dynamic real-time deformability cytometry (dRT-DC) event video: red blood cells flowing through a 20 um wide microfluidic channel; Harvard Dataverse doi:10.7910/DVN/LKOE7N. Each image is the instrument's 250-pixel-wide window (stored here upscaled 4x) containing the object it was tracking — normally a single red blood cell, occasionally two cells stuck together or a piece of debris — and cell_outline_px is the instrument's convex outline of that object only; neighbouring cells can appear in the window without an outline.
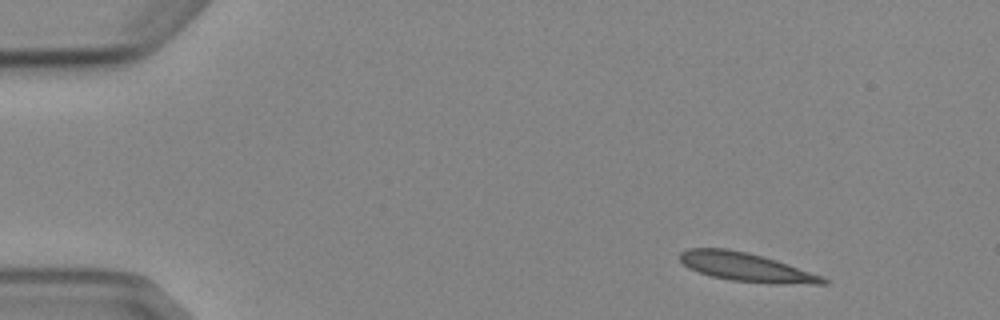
{"species": "Egyptian fruit bat (a non-hibernating species)", "species_latin": "Rousettus aegyptiacus", "temperature_condition": "cold", "stored_images_in_passage": 8, "camera_frame_rate_fps": 3000, "um_per_image_px": 0.085, "animal": {"sex": "female"}, "frame": {"image": 1, "passage_image": 1, "time_ms": 0.0, "image_size_px": [1000, 320], "cell_outline_px": [[828, 284], [772, 284], [732, 280], [712, 276], [688, 268], [680, 260], [680, 252], [688, 248], [728, 248], [748, 252], [764, 256], [824, 276], [828, 280]], "centroid_in_image_um": [63.46, 22.7], "position_along_channel_um": 21.5, "area_um2": 24.04}}
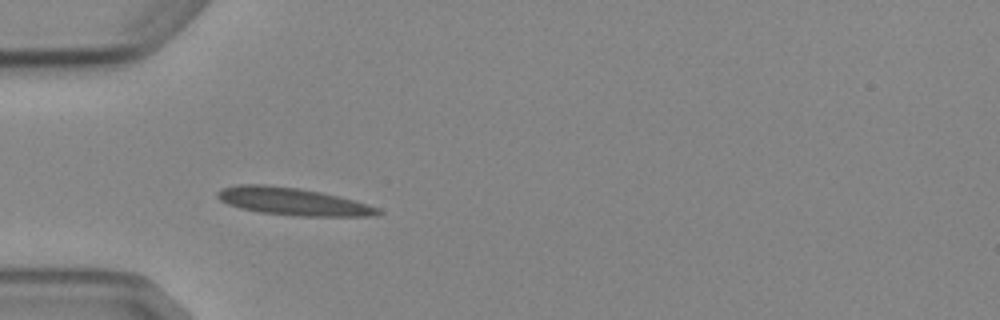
{"frame": {"image": 2, "passage_image": 4, "time_ms": 3.333, "image_size_px": [1000, 320], "cell_outline_px": [[384, 212], [376, 216], [300, 216], [260, 212], [240, 208], [228, 204], [220, 200], [216, 196], [216, 192], [220, 188], [236, 184], [264, 184], [300, 188], [340, 196], [380, 208]], "centroid_in_image_um": [24.88, 17.12], "position_along_channel_um": 60.1, "area_um2": 25.89}}
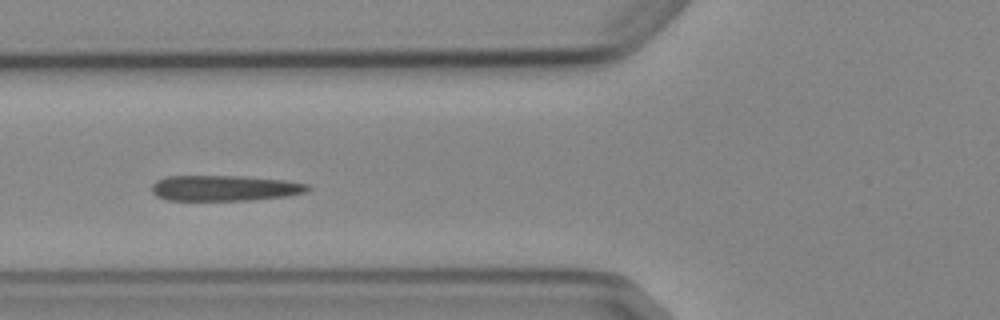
{"frame": {"image": 3, "passage_image": 5, "time_ms": 4.667, "image_size_px": [1000, 320], "cell_outline_px": [[312, 188], [304, 192], [288, 196], [252, 200], [168, 200], [156, 196], [152, 192], [152, 184], [156, 180], [164, 176], [244, 176], [284, 180], [308, 184]], "centroid_in_image_um": [19.08, 15.98], "position_along_channel_um": 106.7, "area_um2": 23.41}}